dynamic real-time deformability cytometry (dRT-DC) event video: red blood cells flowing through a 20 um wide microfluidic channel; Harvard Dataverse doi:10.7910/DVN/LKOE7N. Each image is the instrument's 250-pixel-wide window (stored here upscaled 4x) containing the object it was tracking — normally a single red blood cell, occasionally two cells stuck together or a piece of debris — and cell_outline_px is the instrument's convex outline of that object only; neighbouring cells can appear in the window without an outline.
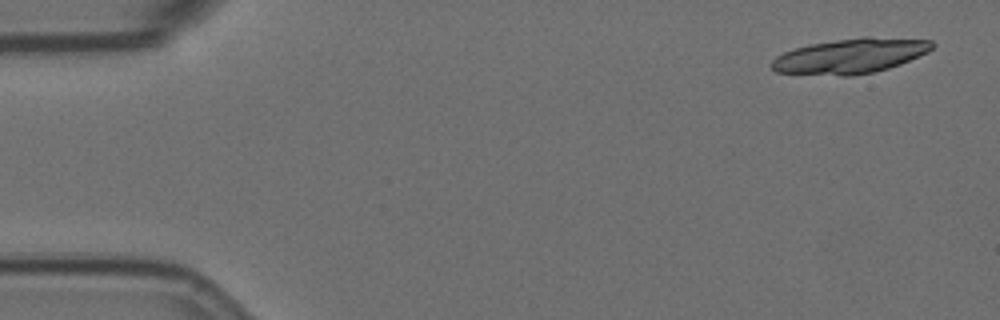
{"species": "Egyptian fruit bat (a non-hibernating species)", "species_latin": "Rousettus aegyptiacus", "temperature_condition": "room temperature", "stored_images_in_passage": 4, "camera_frame_rate_fps": 3000, "um_per_image_px": 0.085, "animal": {"sex": "female"}, "frame": {"image": 1, "passage_image": 1, "time_ms": 0.0, "image_size_px": [1000, 320], "cell_outline_px": [[936, 44], [928, 52], [900, 64], [888, 68], [872, 72], [852, 76], [844, 76], [776, 72], [768, 64], [776, 56], [784, 52], [808, 44], [864, 36], [868, 36], [932, 40]], "centroid_in_image_um": [72.28, 4.75], "position_along_channel_um": 12.7, "area_um2": 32.77}}